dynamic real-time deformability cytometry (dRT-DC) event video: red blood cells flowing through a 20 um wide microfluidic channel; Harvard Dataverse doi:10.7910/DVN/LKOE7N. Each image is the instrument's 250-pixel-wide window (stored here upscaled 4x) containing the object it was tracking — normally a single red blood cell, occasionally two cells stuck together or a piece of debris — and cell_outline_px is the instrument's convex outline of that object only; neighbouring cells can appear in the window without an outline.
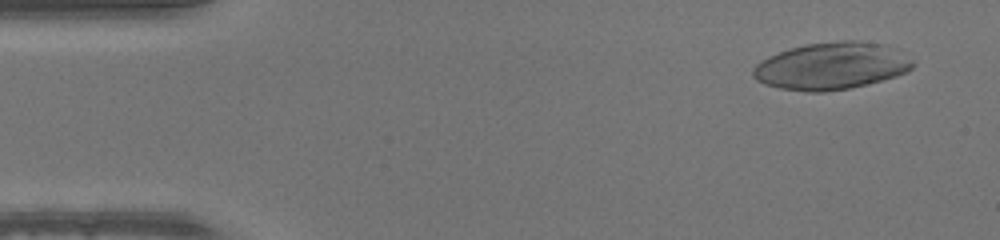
{"species": "human", "species_latin": "Homo sapiens", "temperature_condition": "warm", "stored_images_in_passage": 49, "camera_frame_rate_fps": 3000, "um_per_image_px": 0.085, "donor": {"sex": "male"}, "frame": {"image": 1, "passage_image": 3, "time_ms": 0.667, "image_size_px": [1000, 240], "cell_outline_px": [[912, 68], [908, 72], [896, 76], [848, 88], [824, 92], [808, 92], [780, 88], [764, 84], [756, 80], [752, 76], [752, 68], [756, 64], [768, 56], [804, 44], [840, 40], [852, 40], [884, 44], [912, 60]], "centroid_in_image_um": [70.62, 5.61], "position_along_channel_um": 14.4, "area_um2": 43.52}}
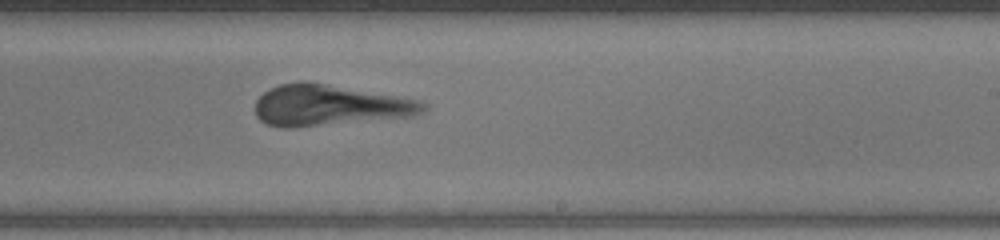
{"frame": {"image": 2, "passage_image": 29, "time_ms": 9.333, "image_size_px": [1000, 240], "cell_outline_px": [[428, 108], [424, 112], [412, 116], [292, 128], [284, 128], [268, 124], [260, 120], [256, 116], [256, 100], [268, 88], [280, 84], [304, 80], [420, 100], [428, 104]], "centroid_in_image_um": [28.0, 8.95], "position_along_channel_um": 261.0, "area_um2": 40.11}}
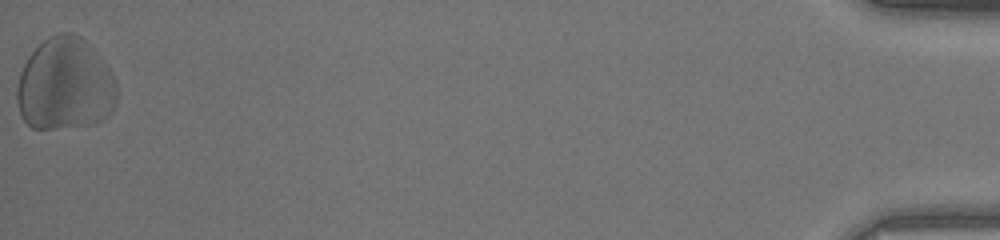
{"frame": {"image": 3, "passage_image": 49, "time_ms": 16.0, "image_size_px": [1000, 240], "cell_outline_px": [[116, 104], [108, 116], [92, 124], [52, 128], [32, 128], [20, 116], [16, 100], [16, 88], [20, 72], [28, 56], [48, 36], [56, 32], [72, 32], [80, 36], [84, 40], [108, 68], [116, 84]], "centroid_in_image_um": [5.49, 7.18], "position_along_channel_um": 429.7, "area_um2": 53.7}}